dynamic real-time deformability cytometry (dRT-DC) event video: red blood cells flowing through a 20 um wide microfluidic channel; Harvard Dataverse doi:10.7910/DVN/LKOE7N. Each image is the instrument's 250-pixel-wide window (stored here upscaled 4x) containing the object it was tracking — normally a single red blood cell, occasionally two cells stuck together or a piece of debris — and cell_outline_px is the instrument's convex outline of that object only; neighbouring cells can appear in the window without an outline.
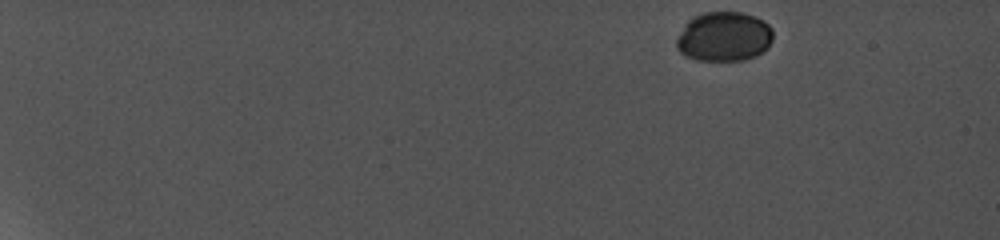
{"species": "common noctule bat (a hibernating species)", "species_latin": "Nyctalus noctula", "temperature_condition": "cold", "stored_images_in_passage": 8, "camera_frame_rate_fps": 5000, "um_per_image_px": 0.085, "animal": {"sex": "female", "body_mass_g": 19.0, "forearm_length_mm": 56.7}, "frame": {"image": 1, "passage_image": 1, "time_ms": 0.0, "image_size_px": [1000, 240], "cell_outline_px": [[772, 40], [768, 48], [756, 56], [744, 60], [696, 60], [684, 56], [676, 48], [676, 40], [684, 24], [692, 16], [704, 12], [744, 12], [764, 20], [772, 28]], "centroid_in_image_um": [61.53, 3.11], "position_along_channel_um": 23.5, "area_um2": 28.26}}
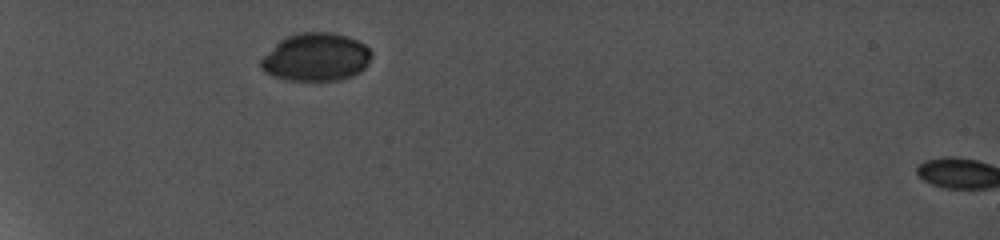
{"frame": {"image": 2, "passage_image": 6, "time_ms": 4.6, "image_size_px": [1000, 240], "cell_outline_px": [[372, 56], [364, 68], [360, 72], [352, 76], [340, 80], [288, 80], [272, 76], [264, 72], [260, 68], [260, 60], [280, 40], [288, 36], [300, 32], [332, 32], [348, 36], [364, 44], [372, 52]], "centroid_in_image_um": [26.86, 4.86], "position_along_channel_um": 58.1, "area_um2": 30.92}}